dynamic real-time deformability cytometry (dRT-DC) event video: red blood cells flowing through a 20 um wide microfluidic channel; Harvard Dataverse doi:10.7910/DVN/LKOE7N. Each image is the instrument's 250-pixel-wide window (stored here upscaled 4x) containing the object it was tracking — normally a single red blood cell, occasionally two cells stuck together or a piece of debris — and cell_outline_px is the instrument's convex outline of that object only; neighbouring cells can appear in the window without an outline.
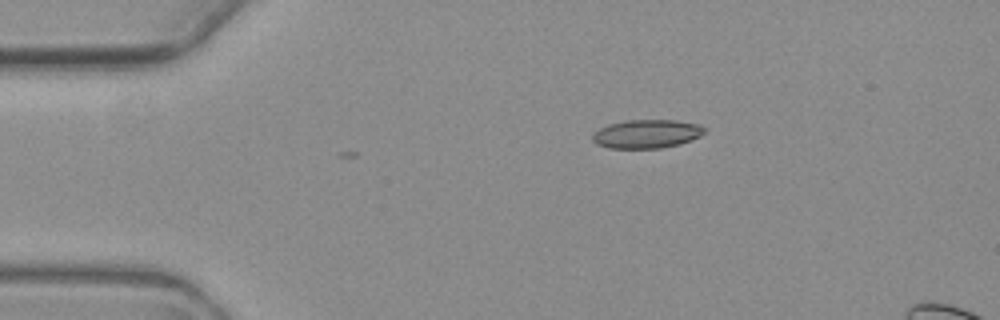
{"species": "common noctule bat (a hibernating species)", "species_latin": "Nyctalus noctula", "temperature_condition": "warm", "stored_images_in_passage": 5, "camera_frame_rate_fps": 3000, "um_per_image_px": 0.085, "animal": {"sex": "female", "body_mass_g": 19.3, "forearm_length_mm": 54.1}, "frame": {"image": 1, "passage_image": 5, "time_ms": 5.0, "image_size_px": [1000, 320], "cell_outline_px": [[704, 132], [700, 136], [680, 144], [660, 148], [608, 148], [596, 144], [592, 140], [592, 132], [608, 124], [624, 120], [676, 120], [700, 124], [704, 128]], "centroid_in_image_um": [54.93, 11.37], "position_along_channel_um": 30.1, "area_um2": 18.79}}